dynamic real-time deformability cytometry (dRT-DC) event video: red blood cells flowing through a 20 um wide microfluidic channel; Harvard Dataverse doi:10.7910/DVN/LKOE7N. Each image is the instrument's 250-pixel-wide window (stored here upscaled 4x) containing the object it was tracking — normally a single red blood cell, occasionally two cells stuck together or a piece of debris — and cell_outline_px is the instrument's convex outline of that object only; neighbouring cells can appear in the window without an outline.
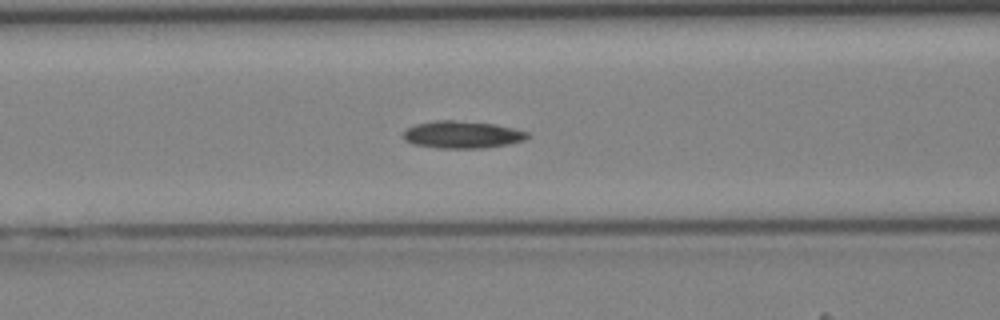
{"species": "Egyptian fruit bat (a non-hibernating species)", "species_latin": "Rousettus aegyptiacus", "temperature_condition": "cold", "stored_images_in_passage": 43, "camera_frame_rate_fps": 3000, "um_per_image_px": 0.085, "animal": {"sex": "female"}, "frame": {"image": 1, "passage_image": 17, "time_ms": 5.333, "image_size_px": [1000, 320], "cell_outline_px": [[528, 136], [524, 140], [508, 144], [488, 148], [436, 148], [412, 144], [404, 140], [400, 136], [408, 128], [416, 124], [436, 120], [452, 120], [496, 124], [516, 128], [528, 132]], "centroid_in_image_um": [39.27, 11.45], "position_along_channel_um": 127.3, "area_um2": 19.94}}
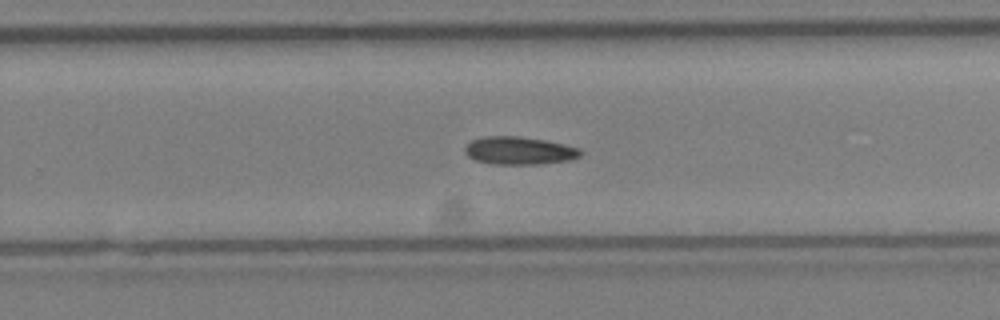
{"frame": {"image": 2, "passage_image": 27, "time_ms": 8.667, "image_size_px": [1000, 320], "cell_outline_px": [[584, 152], [580, 156], [572, 160], [540, 164], [492, 164], [476, 160], [468, 156], [464, 152], [464, 148], [472, 140], [484, 136], [520, 136], [544, 140], [564, 144], [580, 148]], "centroid_in_image_um": [44.16, 12.8], "position_along_channel_um": 285.6, "area_um2": 18.9}}
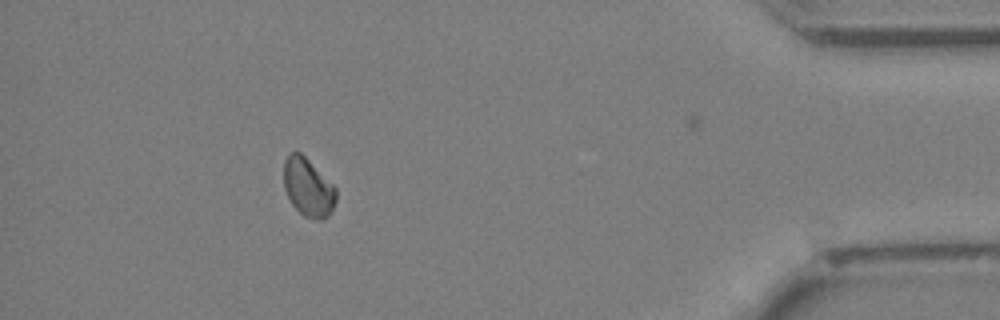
{"frame": {"image": 3, "passage_image": 38, "time_ms": 12.333, "image_size_px": [1000, 320], "cell_outline_px": [[336, 200], [328, 216], [320, 220], [316, 220], [304, 216], [292, 204], [284, 188], [284, 160], [292, 152], [300, 152], [336, 188]], "centroid_in_image_um": [26.18, 15.94], "position_along_channel_um": 409.0, "area_um2": 17.4}}